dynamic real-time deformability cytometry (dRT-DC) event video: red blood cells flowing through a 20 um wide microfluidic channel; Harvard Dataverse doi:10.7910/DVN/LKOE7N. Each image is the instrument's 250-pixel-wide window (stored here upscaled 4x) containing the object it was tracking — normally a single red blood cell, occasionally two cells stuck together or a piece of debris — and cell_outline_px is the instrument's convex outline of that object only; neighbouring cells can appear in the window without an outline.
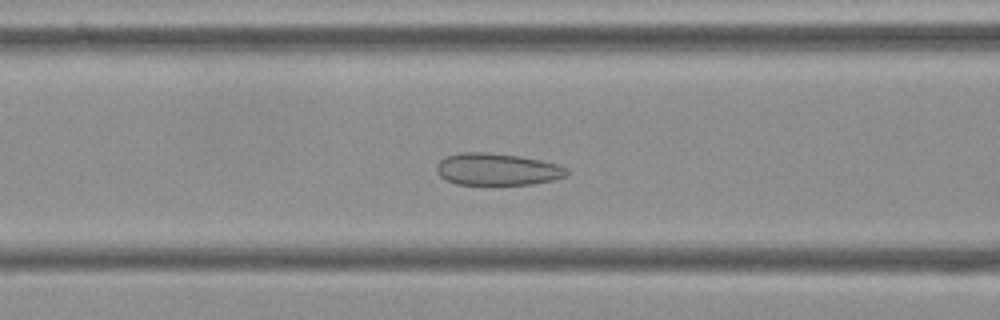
{"species": "Egyptian fruit bat (a non-hibernating species)", "species_latin": "Rousettus aegyptiacus", "temperature_condition": "cold", "stored_images_in_passage": 50, "camera_frame_rate_fps": 3000, "um_per_image_px": 0.085, "frame": {"image": 1, "passage_image": 16, "time_ms": 5.0, "image_size_px": [1000, 320], "cell_outline_px": [[568, 172], [564, 176], [552, 180], [532, 184], [456, 184], [440, 176], [436, 172], [436, 164], [444, 156], [460, 152], [488, 152], [520, 156], [540, 160], [556, 164], [568, 168]], "centroid_in_image_um": [42.21, 14.37], "position_along_channel_um": 124.4, "area_um2": 24.28}}
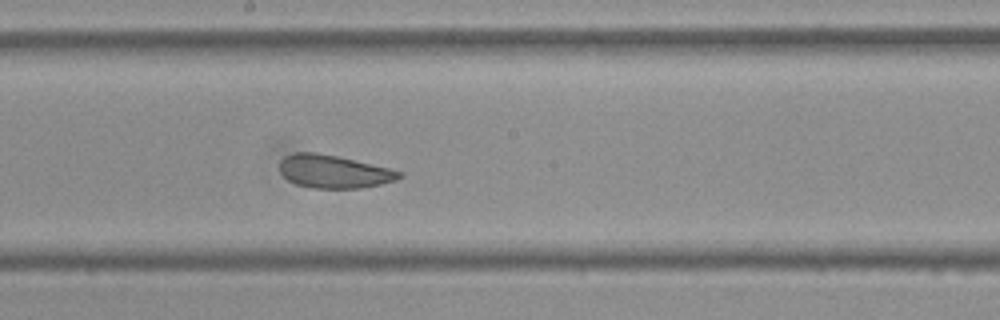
{"frame": {"image": 2, "passage_image": 24, "time_ms": 7.667, "image_size_px": [1000, 320], "cell_outline_px": [[404, 176], [396, 180], [380, 184], [360, 188], [312, 188], [296, 184], [288, 180], [280, 172], [280, 160], [284, 156], [296, 152], [316, 152], [336, 156], [388, 168], [400, 172]], "centroid_in_image_um": [28.33, 14.58], "position_along_channel_um": 219.9, "area_um2": 22.83}}
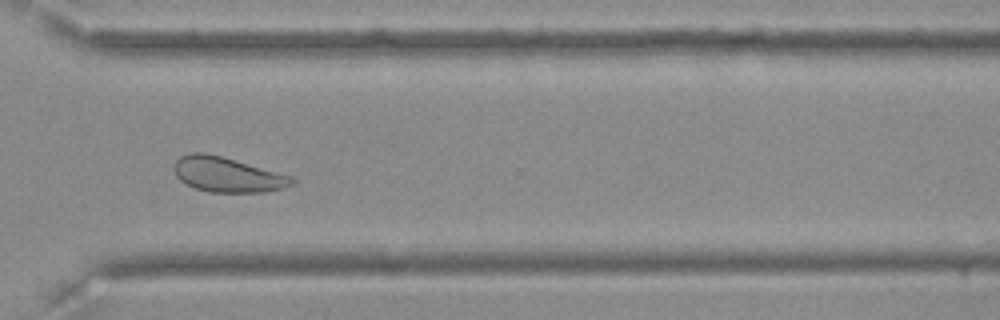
{"frame": {"image": 3, "passage_image": 35, "time_ms": 11.333, "image_size_px": [1000, 320], "cell_outline_px": [[296, 184], [264, 192], [208, 192], [196, 188], [180, 180], [176, 176], [176, 160], [180, 156], [188, 152], [204, 152], [220, 156], [292, 176], [296, 180]], "centroid_in_image_um": [19.34, 14.84], "position_along_channel_um": 351.3, "area_um2": 23.7}, "authors_computed_cell_mechanics": {"area_um2": 24.9407, "velocity_mm_per_s": 3.5817, "shape_relaxation_time_tau1_ms": null, "shape_relaxation_time_tau2_ms": 1.2504, "deformation_change_tau1": null, "deformation_change_tau2": 0.0733}}